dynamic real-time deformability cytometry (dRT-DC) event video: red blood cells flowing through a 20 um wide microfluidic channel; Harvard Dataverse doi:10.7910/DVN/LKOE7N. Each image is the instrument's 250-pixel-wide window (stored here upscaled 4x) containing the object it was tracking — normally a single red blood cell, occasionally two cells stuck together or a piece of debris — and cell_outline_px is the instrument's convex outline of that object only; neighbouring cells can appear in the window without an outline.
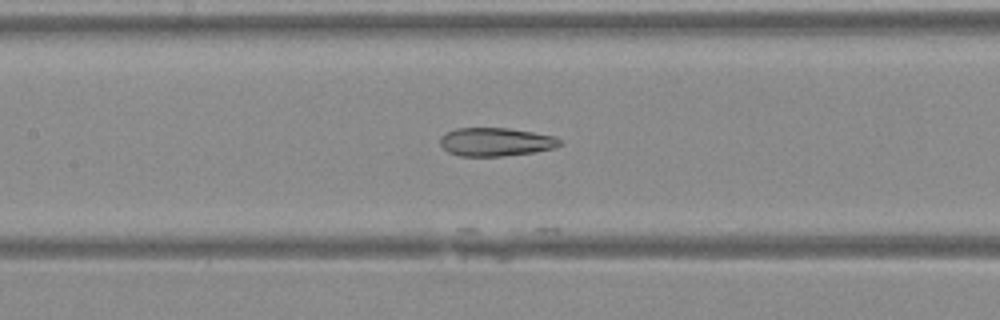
{"species": "Egyptian fruit bat (a non-hibernating species)", "species_latin": "Rousettus aegyptiacus", "temperature_condition": "warm", "stored_images_in_passage": 30, "camera_frame_rate_fps": 3000, "um_per_image_px": 0.085, "animal": {"sex": "female"}, "frame": {"image": 1, "passage_image": 11, "time_ms": 3.333, "image_size_px": [1000, 320], "cell_outline_px": [[564, 144], [552, 148], [536, 152], [504, 156], [460, 156], [448, 152], [440, 144], [440, 136], [456, 128], [508, 128], [532, 132], [552, 136], [560, 140]], "centroid_in_image_um": [42.13, 12.07], "position_along_channel_um": 165.3, "area_um2": 19.77}}
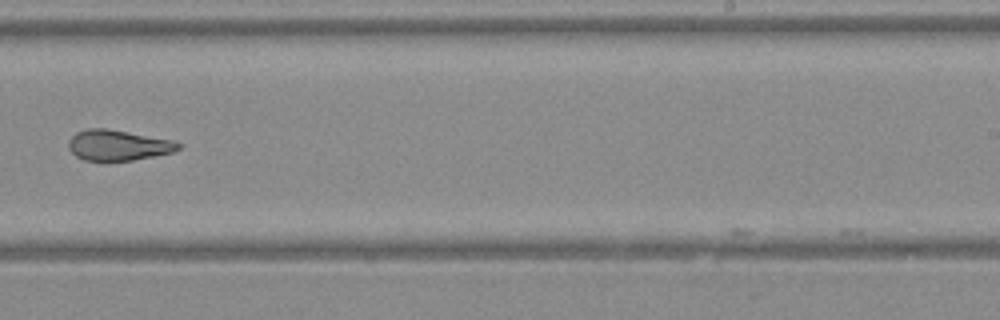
{"frame": {"image": 2, "passage_image": 18, "time_ms": 5.667, "image_size_px": [1000, 320], "cell_outline_px": [[180, 148], [172, 152], [132, 160], [108, 164], [84, 160], [76, 156], [68, 148], [68, 140], [76, 132], [88, 128], [108, 128], [172, 140], [180, 144]], "centroid_in_image_um": [9.96, 12.37], "position_along_channel_um": 279.0, "area_um2": 20.06}}
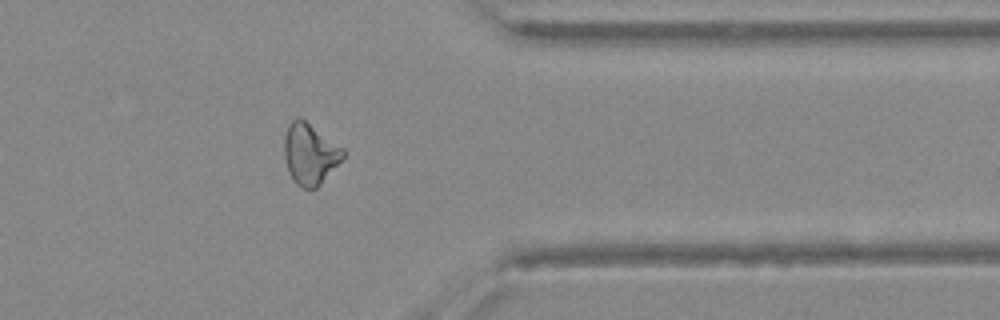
{"frame": {"image": 3, "passage_image": 25, "time_ms": 8.0, "image_size_px": [1000, 320], "cell_outline_px": [[344, 156], [320, 184], [316, 188], [304, 188], [296, 184], [288, 172], [284, 156], [284, 136], [288, 124], [292, 120], [300, 116], [344, 148]], "centroid_in_image_um": [26.32, 13.05], "position_along_channel_um": 385.1, "area_um2": 20.87}}